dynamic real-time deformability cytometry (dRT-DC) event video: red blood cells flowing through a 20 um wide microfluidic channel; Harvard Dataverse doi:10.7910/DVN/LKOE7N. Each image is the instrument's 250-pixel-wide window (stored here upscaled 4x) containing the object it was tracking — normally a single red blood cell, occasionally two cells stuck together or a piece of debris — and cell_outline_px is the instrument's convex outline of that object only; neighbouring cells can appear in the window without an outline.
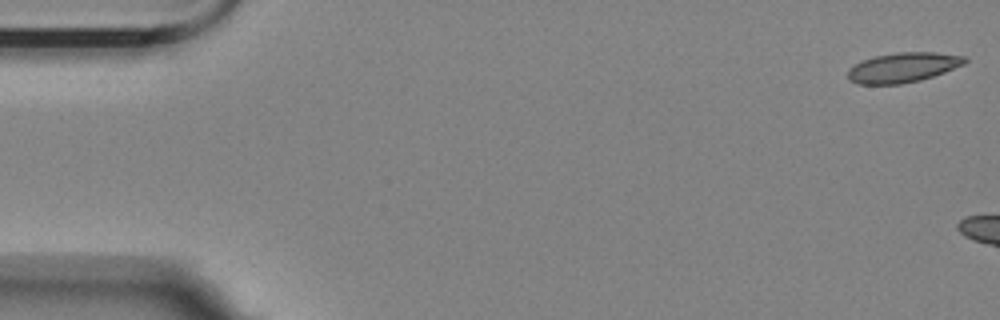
{"species": "Egyptian fruit bat (a non-hibernating species)", "species_latin": "Rousettus aegyptiacus", "temperature_condition": "room temperature", "stored_images_in_passage": 9, "camera_frame_rate_fps": 3000, "um_per_image_px": 0.085, "animal": {"sex": "female"}, "frame": {"image": 1, "passage_image": 1, "time_ms": 0.0, "image_size_px": [1000, 320], "cell_outline_px": [[968, 60], [964, 64], [944, 72], [920, 80], [900, 84], [856, 84], [848, 80], [848, 68], [864, 60], [876, 56], [896, 52], [936, 52], [964, 56]], "centroid_in_image_um": [76.74, 5.73], "position_along_channel_um": 8.3, "area_um2": 20.23}}